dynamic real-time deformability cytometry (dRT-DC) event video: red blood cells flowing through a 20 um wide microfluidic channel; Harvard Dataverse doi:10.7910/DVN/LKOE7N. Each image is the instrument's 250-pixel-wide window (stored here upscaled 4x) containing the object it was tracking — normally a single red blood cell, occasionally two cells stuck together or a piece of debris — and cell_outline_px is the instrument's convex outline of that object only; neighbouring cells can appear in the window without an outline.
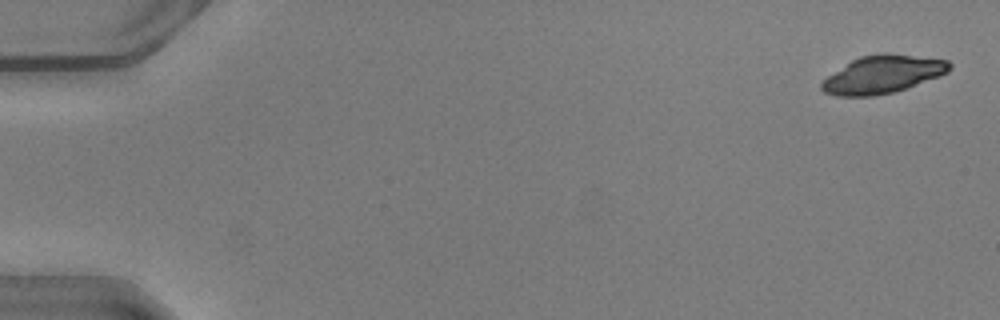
{"species": "common noctule bat (a hibernating species)", "species_latin": "Nyctalus noctula", "temperature_condition": "warm", "stored_images_in_passage": 17, "camera_frame_rate_fps": 3000, "um_per_image_px": 0.085, "animal": {"sex": "male", "body_mass_g": 20.5, "forearm_length_mm": 52.5}, "frame": {"image": 1, "passage_image": 2, "time_ms": 0.333, "image_size_px": [1000, 320], "cell_outline_px": [[952, 68], [948, 72], [940, 76], [892, 92], [872, 96], [836, 96], [824, 92], [820, 88], [820, 84], [828, 76], [852, 60], [860, 56], [880, 52], [888, 52], [948, 60], [952, 64]], "centroid_in_image_um": [75.04, 6.3], "position_along_channel_um": 10.0, "area_um2": 28.09}}
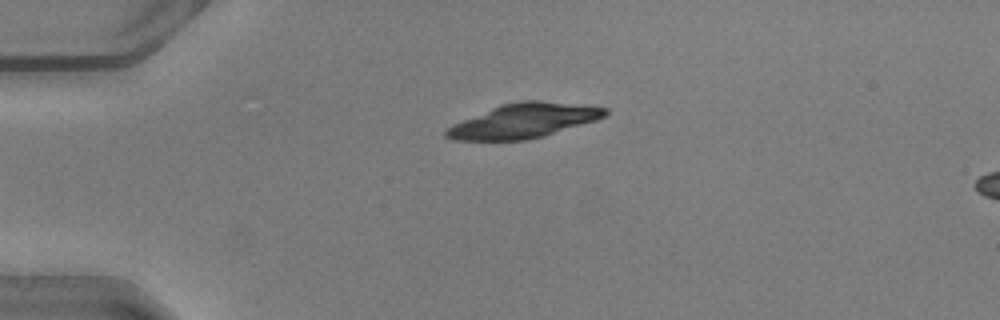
{"frame": {"image": 2, "passage_image": 13, "time_ms": 4.0, "image_size_px": [1000, 320], "cell_outline_px": [[608, 116], [596, 120], [544, 136], [528, 140], [452, 140], [444, 136], [444, 132], [452, 124], [500, 104], [520, 100], [540, 100], [588, 104], [608, 108]], "centroid_in_image_um": [44.56, 10.25], "position_along_channel_um": 40.4, "area_um2": 32.31}}